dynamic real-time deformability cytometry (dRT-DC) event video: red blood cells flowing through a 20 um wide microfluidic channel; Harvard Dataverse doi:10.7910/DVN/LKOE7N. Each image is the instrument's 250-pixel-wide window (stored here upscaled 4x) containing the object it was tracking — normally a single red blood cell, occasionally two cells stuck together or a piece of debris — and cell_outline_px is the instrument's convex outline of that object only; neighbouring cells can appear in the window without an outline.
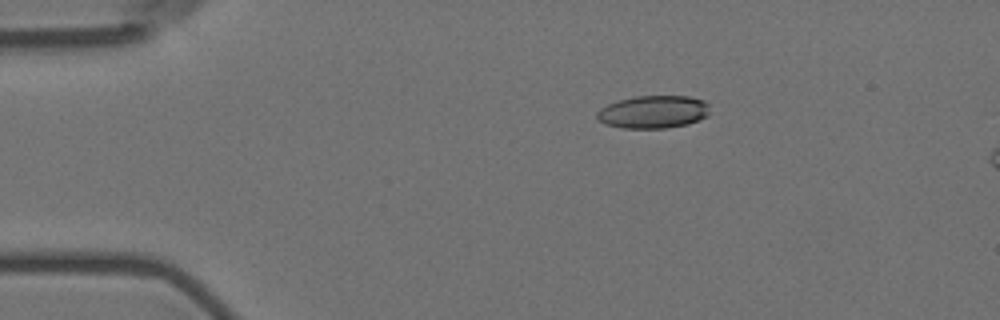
{"species": "Egyptian fruit bat (a non-hibernating species)", "species_latin": "Rousettus aegyptiacus", "temperature_condition": "room temperature", "stored_images_in_passage": 18, "camera_frame_rate_fps": 3000, "um_per_image_px": 0.085, "animal": {"sex": "female"}, "frame": {"image": 1, "passage_image": 11, "time_ms": 3.333, "image_size_px": [1000, 320], "cell_outline_px": [[708, 116], [700, 120], [688, 124], [664, 128], [624, 128], [604, 124], [596, 116], [596, 112], [600, 108], [608, 104], [620, 100], [636, 96], [688, 96], [704, 100], [708, 104]], "centroid_in_image_um": [55.54, 9.51], "position_along_channel_um": 29.5, "area_um2": 21.56}}